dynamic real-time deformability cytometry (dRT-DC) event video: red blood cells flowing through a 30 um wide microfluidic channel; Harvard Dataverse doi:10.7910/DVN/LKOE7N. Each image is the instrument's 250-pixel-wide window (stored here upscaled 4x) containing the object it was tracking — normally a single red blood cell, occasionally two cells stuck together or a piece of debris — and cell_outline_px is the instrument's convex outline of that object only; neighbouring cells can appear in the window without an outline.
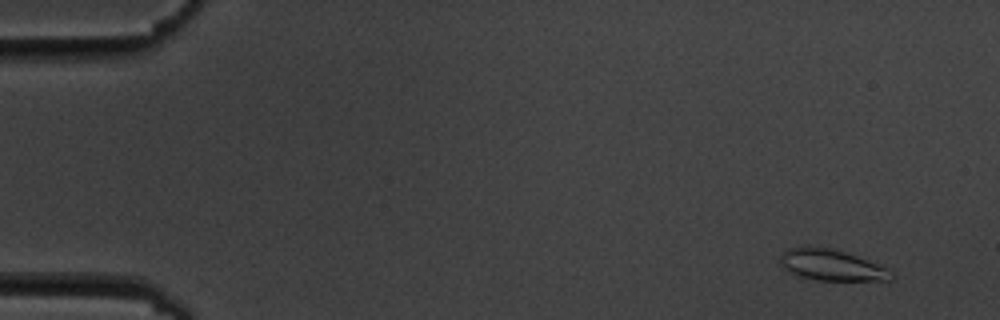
{"species": "common noctule bat (a hibernating species)", "species_latin": "Nyctalus noctula", "temperature_condition": "cold", "stored_images_in_passage": 6, "camera_frame_rate_fps": 3000, "um_per_image_px": 0.085, "animal": {"sex": "male", "body_mass_g": 19.5, "forearm_length_mm": 54.6}, "frame": {"image": 1, "passage_image": 2, "time_ms": 1.0, "image_size_px": [1000, 320], "cell_outline_px": [[896, 276], [892, 280], [816, 280], [800, 276], [784, 268], [780, 264], [780, 256], [788, 248], [832, 248], [856, 256], [888, 268]], "centroid_in_image_um": [70.73, 22.56], "position_along_channel_um": 14.3, "area_um2": 19.65}}
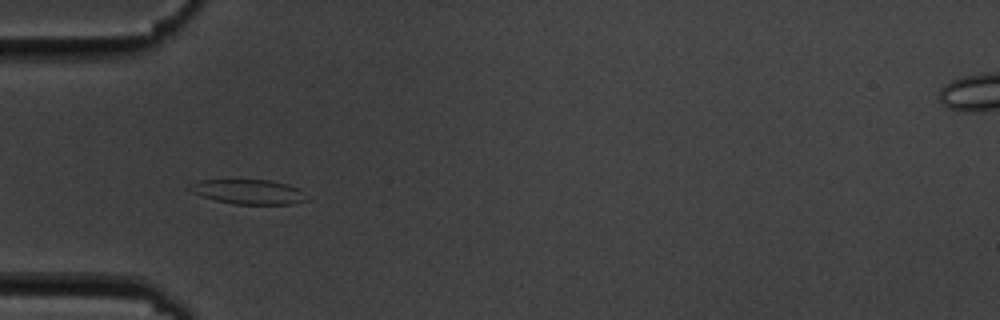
{"frame": {"image": 2, "passage_image": 6, "time_ms": 5.667, "image_size_px": [1000, 320], "cell_outline_px": [[312, 200], [292, 204], [232, 204], [200, 196], [192, 192], [188, 188], [188, 184], [200, 180], [272, 180], [288, 184], [304, 192]], "centroid_in_image_um": [21.15, 16.31], "position_along_channel_um": 63.8, "area_um2": 17.05}}